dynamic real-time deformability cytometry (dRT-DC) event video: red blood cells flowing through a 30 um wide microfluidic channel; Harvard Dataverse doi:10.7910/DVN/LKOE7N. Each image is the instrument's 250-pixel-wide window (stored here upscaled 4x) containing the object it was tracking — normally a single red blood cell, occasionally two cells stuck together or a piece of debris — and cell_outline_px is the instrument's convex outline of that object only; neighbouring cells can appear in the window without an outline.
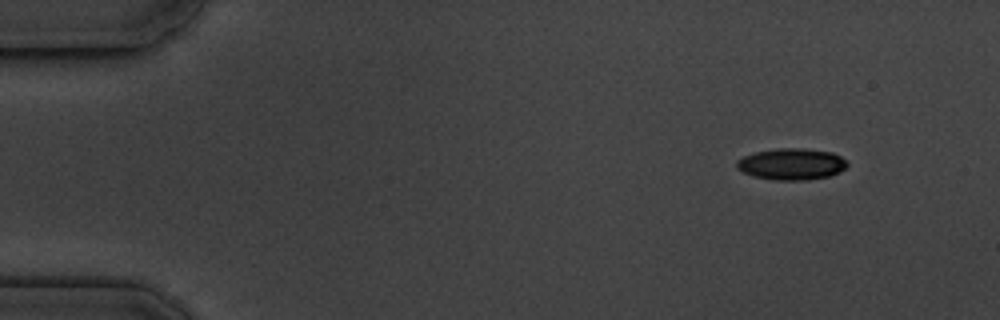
{"species": "common noctule bat (a hibernating species)", "species_latin": "Nyctalus noctula", "temperature_condition": "cold", "stored_images_in_passage": 5, "camera_frame_rate_fps": 3000, "um_per_image_px": 0.085, "animal": {"sex": "male", "body_mass_g": 19.5, "forearm_length_mm": 54.6}, "frame": {"image": 1, "passage_image": 1, "time_ms": 0.0, "image_size_px": [1000, 320], "cell_outline_px": [[848, 164], [840, 172], [828, 176], [808, 180], [772, 180], [752, 176], [736, 168], [736, 160], [744, 156], [756, 152], [776, 148], [804, 148], [832, 152], [840, 156]], "centroid_in_image_um": [67.26, 13.95], "position_along_channel_um": 17.7, "area_um2": 20.35}}
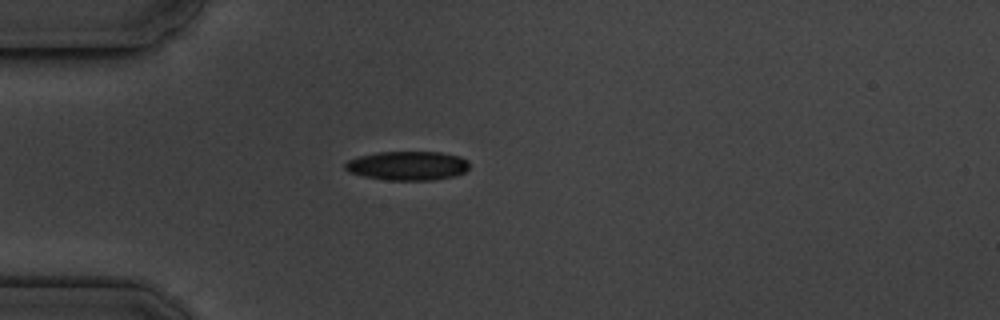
{"frame": {"image": 2, "passage_image": 4, "time_ms": 3.333, "image_size_px": [1000, 320], "cell_outline_px": [[468, 168], [464, 172], [456, 176], [432, 180], [384, 180], [364, 176], [348, 172], [344, 168], [344, 164], [348, 160], [360, 156], [376, 152], [440, 152], [460, 156], [468, 160]], "centroid_in_image_um": [34.64, 14.09], "position_along_channel_um": 50.4, "area_um2": 21.15}}